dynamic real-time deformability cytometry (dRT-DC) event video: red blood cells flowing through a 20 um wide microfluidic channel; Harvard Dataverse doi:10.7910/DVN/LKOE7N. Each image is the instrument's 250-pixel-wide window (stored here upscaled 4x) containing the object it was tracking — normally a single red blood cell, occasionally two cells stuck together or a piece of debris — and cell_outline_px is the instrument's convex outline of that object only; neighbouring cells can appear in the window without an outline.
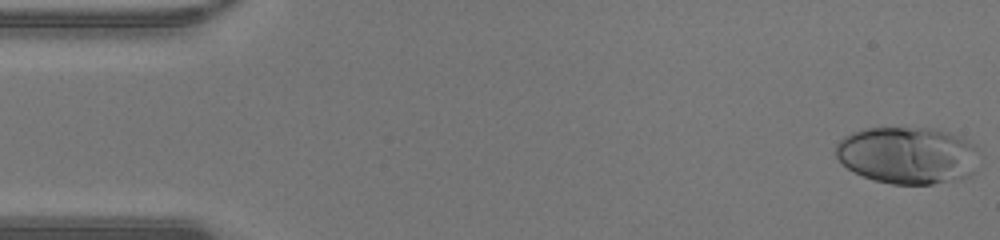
{"species": "human", "species_latin": "Homo sapiens", "temperature_condition": "warm", "stored_images_in_passage": 46, "camera_frame_rate_fps": 3000, "um_per_image_px": 0.085, "donor": {"sex": "male"}, "frame": {"image": 1, "passage_image": 1, "time_ms": 0.0, "image_size_px": [1000, 240], "cell_outline_px": [[984, 156], [972, 172], [968, 176], [956, 180], [932, 184], [892, 184], [876, 180], [864, 176], [848, 168], [836, 156], [836, 144], [844, 136], [852, 132], [864, 128], [932, 128], [948, 132], [968, 140], [976, 144], [980, 148]], "centroid_in_image_um": [77.24, 13.19], "position_along_channel_um": 7.8, "area_um2": 48.32}}
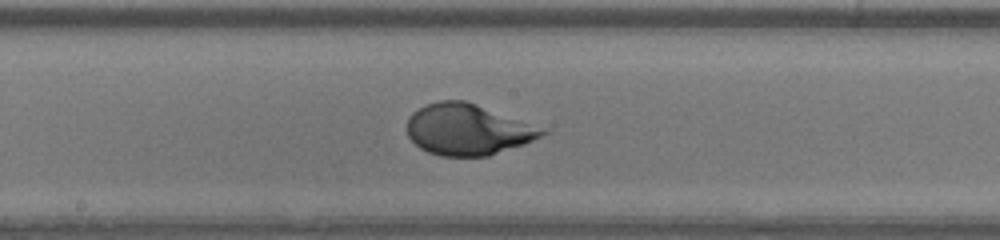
{"frame": {"image": 2, "passage_image": 24, "time_ms": 7.667, "image_size_px": [1000, 240], "cell_outline_px": [[548, 132], [524, 144], [488, 156], [440, 156], [428, 152], [420, 148], [408, 136], [408, 116], [412, 112], [424, 104], [440, 100], [464, 100], [548, 128]], "centroid_in_image_um": [39.77, 11.0], "position_along_channel_um": 208.4, "area_um2": 40.4}}
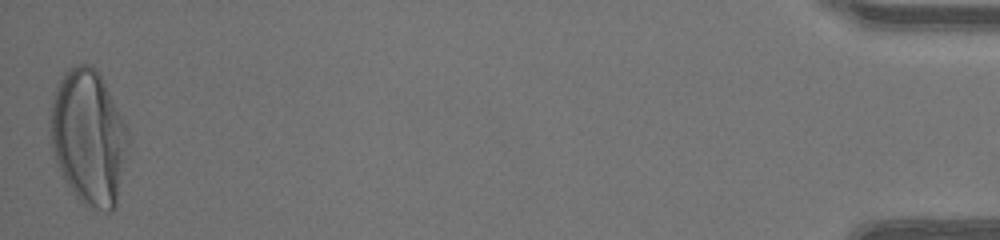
{"frame": {"image": 3, "passage_image": 46, "time_ms": 15.0, "image_size_px": [1000, 240], "cell_outline_px": [[132, 136], [116, 208], [112, 212], [104, 212], [88, 208], [72, 192], [64, 180], [56, 160], [52, 148], [48, 124], [48, 120], [52, 100], [56, 88], [64, 72], [68, 68], [76, 64], [88, 64], [96, 68], [104, 80]], "centroid_in_image_um": [7.57, 11.69], "position_along_channel_um": 427.6, "area_um2": 62.71}}